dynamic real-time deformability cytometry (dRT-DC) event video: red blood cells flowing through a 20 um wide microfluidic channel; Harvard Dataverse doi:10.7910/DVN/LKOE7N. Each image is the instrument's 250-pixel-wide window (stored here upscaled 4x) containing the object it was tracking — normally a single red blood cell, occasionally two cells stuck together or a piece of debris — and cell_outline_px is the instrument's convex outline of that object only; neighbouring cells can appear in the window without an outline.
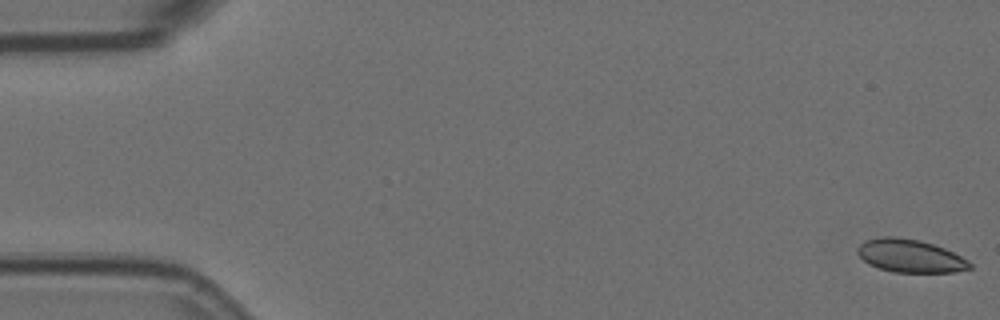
{"species": "Egyptian fruit bat (a non-hibernating species)", "species_latin": "Rousettus aegyptiacus", "temperature_condition": "room temperature", "stored_images_in_passage": 57, "camera_frame_rate_fps": 3000, "um_per_image_px": 0.085, "animal": {"sex": "female"}, "frame": {"image": 1, "passage_image": 1, "time_ms": 0.0, "image_size_px": [1000, 320], "cell_outline_px": [[972, 268], [952, 272], [892, 272], [868, 264], [856, 252], [856, 248], [864, 240], [880, 236], [892, 236], [920, 240], [944, 248], [968, 260], [972, 264]], "centroid_in_image_um": [77.33, 21.74], "position_along_channel_um": 7.7, "area_um2": 21.62}}
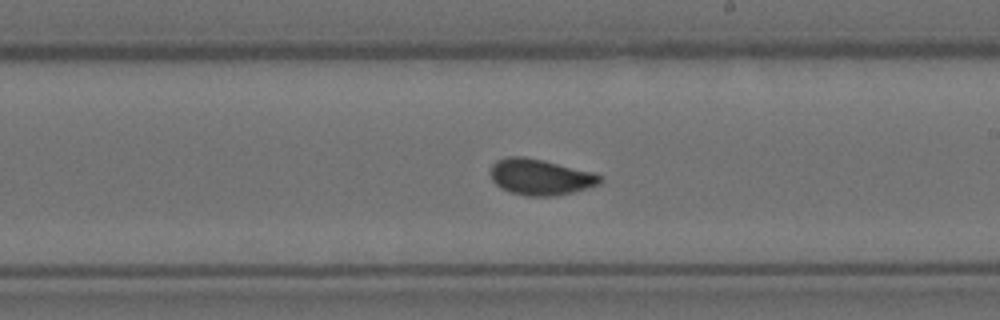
{"frame": {"image": 2, "passage_image": 33, "time_ms": 10.667, "image_size_px": [1000, 320], "cell_outline_px": [[600, 184], [572, 192], [556, 196], [528, 196], [512, 192], [500, 188], [492, 180], [492, 164], [496, 160], [508, 156], [524, 156], [544, 160], [592, 172], [600, 176]], "centroid_in_image_um": [45.9, 15.04], "position_along_channel_um": 243.1, "area_um2": 22.77}}
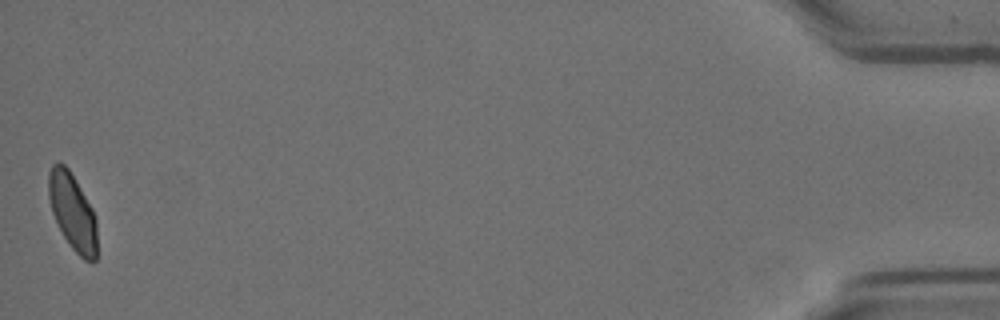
{"frame": {"image": 3, "passage_image": 57, "time_ms": 18.667, "image_size_px": [1000, 320], "cell_outline_px": [[96, 260], [92, 264], [84, 260], [72, 248], [64, 236], [52, 212], [48, 196], [48, 172], [52, 164], [56, 160], [60, 160], [68, 168], [92, 208], [96, 216]], "centroid_in_image_um": [6.16, 17.98], "position_along_channel_um": 429.0, "area_um2": 21.68}, "authors_computed_cell_mechanics": {"area_um2": 22.3686, "velocity_mm_per_s": 3.5345, "shape_relaxation_time_tau1_ms": 5.9471, "shape_relaxation_time_tau2_ms": null, "deformation_change_tau1": 0.1103, "deformation_change_tau2": null}}